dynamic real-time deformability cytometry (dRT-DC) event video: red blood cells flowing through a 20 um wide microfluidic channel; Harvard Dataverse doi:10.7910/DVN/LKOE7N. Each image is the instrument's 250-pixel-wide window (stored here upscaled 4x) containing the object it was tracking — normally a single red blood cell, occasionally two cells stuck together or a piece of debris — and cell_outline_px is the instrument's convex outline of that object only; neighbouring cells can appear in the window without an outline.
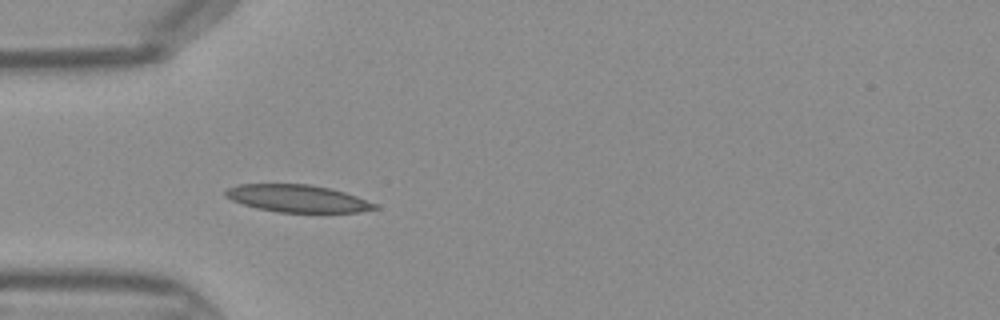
{"species": "Egyptian fruit bat (a non-hibernating species)", "species_latin": "Rousettus aegyptiacus", "temperature_condition": "warm", "stored_images_in_passage": 32, "camera_frame_rate_fps": 3000, "um_per_image_px": 0.085, "frame": {"image": 1, "passage_image": 1, "time_ms": 0.0, "image_size_px": [1000, 320], "cell_outline_px": [[380, 208], [360, 212], [276, 212], [256, 208], [232, 200], [224, 196], [224, 192], [228, 188], [240, 184], [312, 184], [344, 192], [356, 196], [376, 204]], "centroid_in_image_um": [25.28, 16.87], "position_along_channel_um": 59.7, "area_um2": 23.7}}
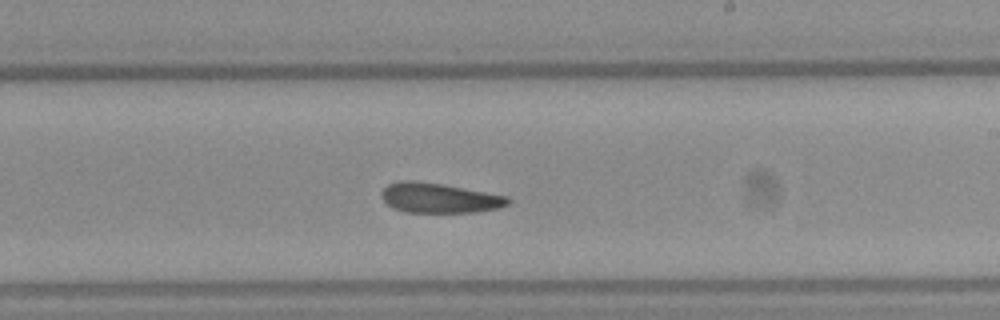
{"frame": {"image": 2, "passage_image": 14, "time_ms": 4.333, "image_size_px": [1000, 320], "cell_outline_px": [[512, 200], [508, 204], [496, 208], [476, 212], [404, 212], [392, 208], [380, 196], [380, 192], [388, 184], [400, 180], [412, 180], [440, 184], [508, 196]], "centroid_in_image_um": [37.29, 16.83], "position_along_channel_um": 251.7, "area_um2": 21.91}}
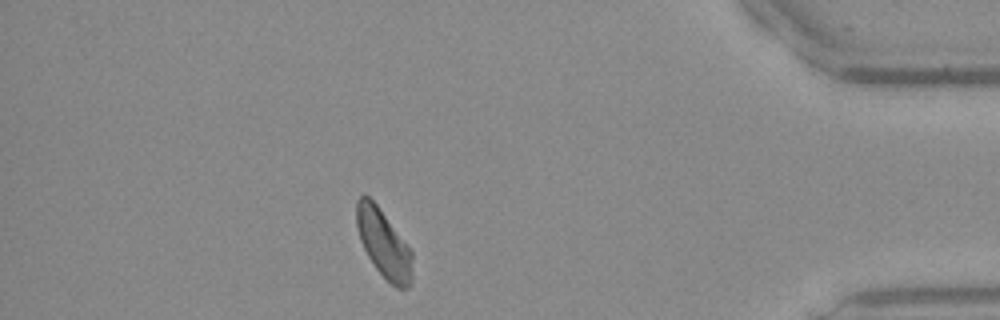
{"frame": {"image": 3, "passage_image": 27, "time_ms": 8.667, "image_size_px": [1000, 320], "cell_outline_px": [[412, 284], [408, 288], [396, 288], [376, 268], [368, 256], [360, 240], [356, 228], [356, 200], [360, 196], [368, 196], [376, 204], [412, 252]], "centroid_in_image_um": [32.6, 20.73], "position_along_channel_um": 402.6, "area_um2": 21.73}}